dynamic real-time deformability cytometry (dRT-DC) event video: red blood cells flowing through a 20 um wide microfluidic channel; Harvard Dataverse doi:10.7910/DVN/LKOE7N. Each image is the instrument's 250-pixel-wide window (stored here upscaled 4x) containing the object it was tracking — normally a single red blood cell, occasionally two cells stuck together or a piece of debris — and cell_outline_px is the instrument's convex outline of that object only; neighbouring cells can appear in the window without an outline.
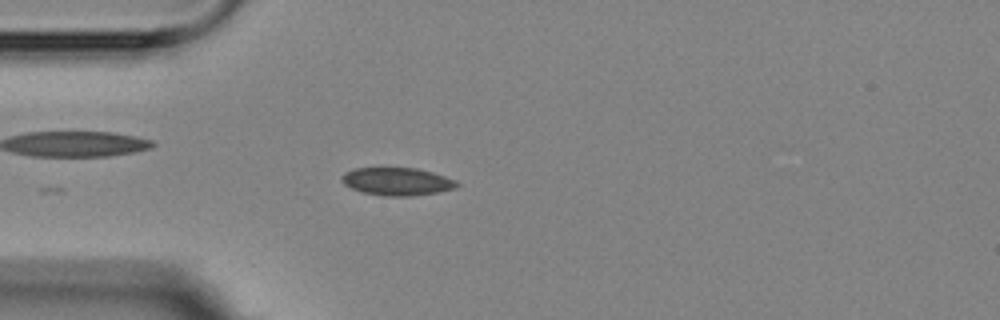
{"species": "Egyptian fruit bat (a non-hibernating species)", "species_latin": "Rousettus aegyptiacus", "temperature_condition": "room temperature", "stored_images_in_passage": 4, "camera_frame_rate_fps": 3000, "um_per_image_px": 0.085, "animal": {"sex": "female"}, "frame": {"image": 1, "passage_image": 3, "time_ms": 2.333, "image_size_px": [1000, 320], "cell_outline_px": [[460, 184], [456, 188], [440, 192], [412, 196], [384, 196], [364, 192], [352, 188], [344, 184], [340, 180], [340, 176], [344, 172], [356, 168], [416, 168], [432, 172], [456, 180]], "centroid_in_image_um": [33.76, 15.43], "position_along_channel_um": 51.2, "area_um2": 18.73}}